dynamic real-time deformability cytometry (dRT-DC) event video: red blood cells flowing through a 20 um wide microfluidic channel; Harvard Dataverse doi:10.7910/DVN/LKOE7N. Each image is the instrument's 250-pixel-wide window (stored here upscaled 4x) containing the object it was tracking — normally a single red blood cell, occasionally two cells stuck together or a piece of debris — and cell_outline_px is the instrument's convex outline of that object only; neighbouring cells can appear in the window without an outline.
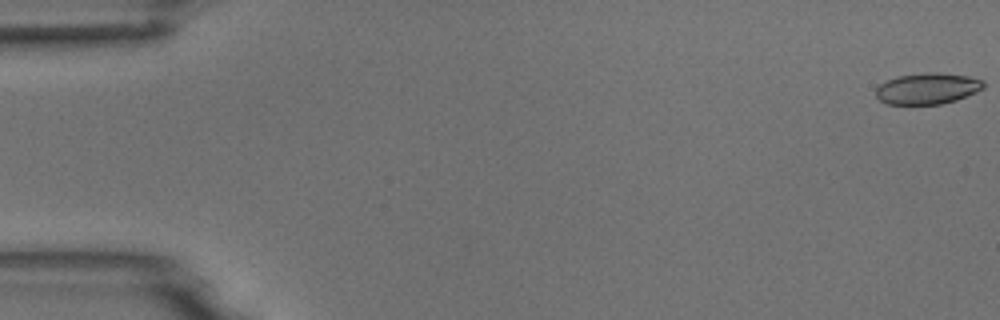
{"species": "common noctule bat (a hibernating species)", "species_latin": "Nyctalus noctula", "temperature_condition": "room temperature", "stored_images_in_passage": 51, "camera_frame_rate_fps": 3000, "um_per_image_px": 0.085, "animal": {"sex": "male", "body_mass_g": 18.8}, "frame": {"image": 1, "passage_image": 1, "time_ms": 0.0, "image_size_px": [1000, 320], "cell_outline_px": [[984, 88], [976, 92], [956, 100], [940, 104], [888, 104], [880, 100], [876, 96], [876, 88], [880, 84], [896, 76], [924, 72], [936, 72], [968, 76], [984, 80]], "centroid_in_image_um": [78.84, 7.51], "position_along_channel_um": 6.2, "area_um2": 19.59}}
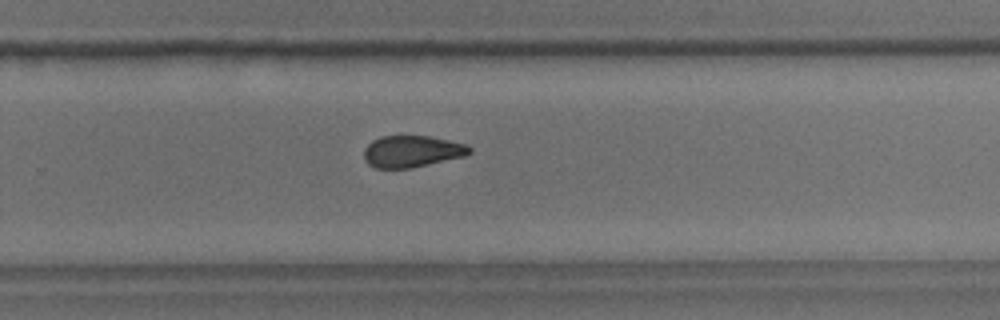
{"frame": {"image": 2, "passage_image": 36, "time_ms": 11.667, "image_size_px": [1000, 320], "cell_outline_px": [[472, 152], [464, 156], [412, 168], [376, 168], [368, 164], [364, 160], [364, 148], [372, 140], [380, 136], [428, 136], [468, 144], [472, 148]], "centroid_in_image_um": [35.01, 12.87], "position_along_channel_um": 294.8, "area_um2": 19.59}}
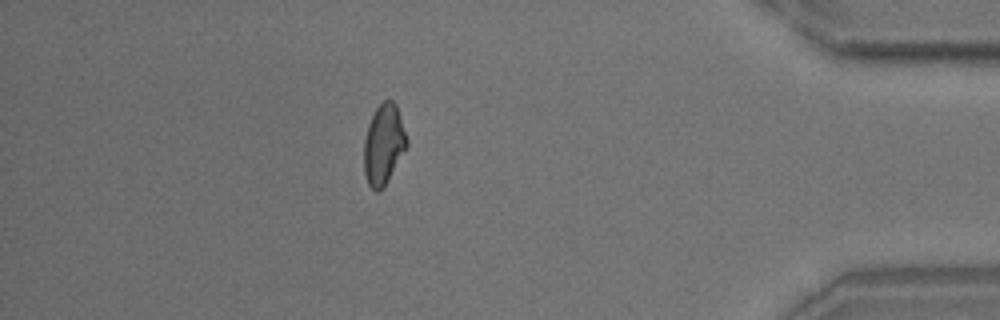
{"frame": {"image": 3, "passage_image": 48, "time_ms": 15.667, "image_size_px": [1000, 320], "cell_outline_px": [[408, 144], [384, 188], [380, 192], [376, 192], [368, 184], [364, 172], [364, 140], [368, 124], [376, 108], [384, 100], [392, 100], [396, 104], [408, 140]], "centroid_in_image_um": [32.6, 12.3], "position_along_channel_um": 402.6, "area_um2": 20.0}}